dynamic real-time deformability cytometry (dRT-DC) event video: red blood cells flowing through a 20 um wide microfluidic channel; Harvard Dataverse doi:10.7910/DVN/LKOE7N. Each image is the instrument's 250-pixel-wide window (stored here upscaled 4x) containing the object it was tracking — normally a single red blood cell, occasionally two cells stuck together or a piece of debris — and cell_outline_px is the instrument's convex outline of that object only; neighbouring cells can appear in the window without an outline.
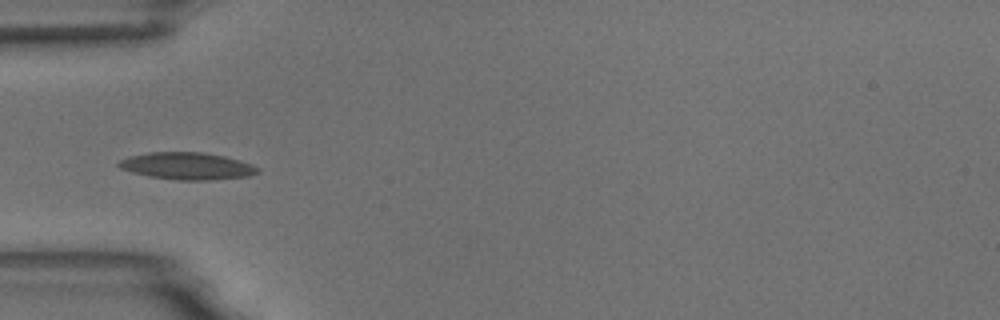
{"species": "common noctule bat (a hibernating species)", "species_latin": "Nyctalus noctula", "temperature_condition": "room temperature", "stored_images_in_passage": 7, "camera_frame_rate_fps": 3000, "um_per_image_px": 0.085, "animal": {"sex": "male", "body_mass_g": 18.8}, "frame": {"image": 1, "passage_image": 6, "time_ms": 5.667, "image_size_px": [1000, 320], "cell_outline_px": [[260, 172], [248, 176], [208, 180], [176, 180], [148, 176], [132, 172], [120, 168], [116, 164], [120, 160], [128, 156], [148, 152], [204, 152], [224, 156], [240, 160], [252, 164], [260, 168]], "centroid_in_image_um": [15.9, 14.1], "position_along_channel_um": 69.1, "area_um2": 22.08}}